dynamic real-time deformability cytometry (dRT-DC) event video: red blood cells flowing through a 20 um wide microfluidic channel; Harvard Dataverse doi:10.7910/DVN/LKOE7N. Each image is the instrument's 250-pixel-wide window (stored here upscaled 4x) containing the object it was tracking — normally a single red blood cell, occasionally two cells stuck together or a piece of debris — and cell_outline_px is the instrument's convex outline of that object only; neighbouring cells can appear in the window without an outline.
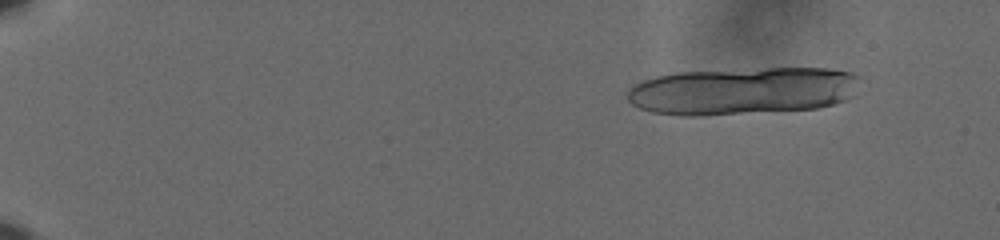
{"species": "human", "species_latin": "Homo sapiens", "temperature_condition": "cold", "stored_images_in_passage": 27, "camera_frame_rate_fps": 3000, "um_per_image_px": 0.085, "donor": {"sex": "male"}, "frame": {"image": 1, "passage_image": 7, "time_ms": 2.0, "image_size_px": [1000, 240], "cell_outline_px": [[860, 76], [848, 96], [844, 100], [820, 108], [700, 116], [680, 116], [652, 112], [640, 108], [632, 104], [628, 100], [628, 88], [644, 80], [656, 76], [676, 72], [764, 68], [828, 68], [848, 72]], "centroid_in_image_um": [63.05, 7.73], "position_along_channel_um": 21.9, "area_um2": 64.22}}
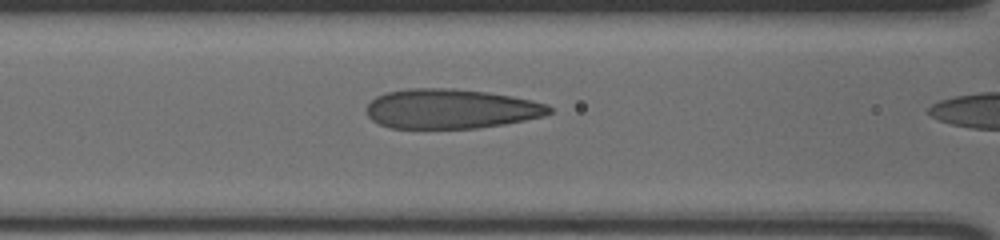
{"frame": {"image": 2, "passage_image": 26, "time_ms": 8.333, "image_size_px": [1000, 240], "cell_outline_px": [[552, 112], [544, 116], [504, 124], [476, 128], [392, 128], [380, 124], [372, 120], [368, 116], [368, 104], [376, 96], [384, 92], [408, 88], [452, 88], [488, 92], [512, 96], [532, 100], [548, 104], [552, 108]], "centroid_in_image_um": [38.34, 9.24], "position_along_channel_um": 128.3, "area_um2": 42.31}}